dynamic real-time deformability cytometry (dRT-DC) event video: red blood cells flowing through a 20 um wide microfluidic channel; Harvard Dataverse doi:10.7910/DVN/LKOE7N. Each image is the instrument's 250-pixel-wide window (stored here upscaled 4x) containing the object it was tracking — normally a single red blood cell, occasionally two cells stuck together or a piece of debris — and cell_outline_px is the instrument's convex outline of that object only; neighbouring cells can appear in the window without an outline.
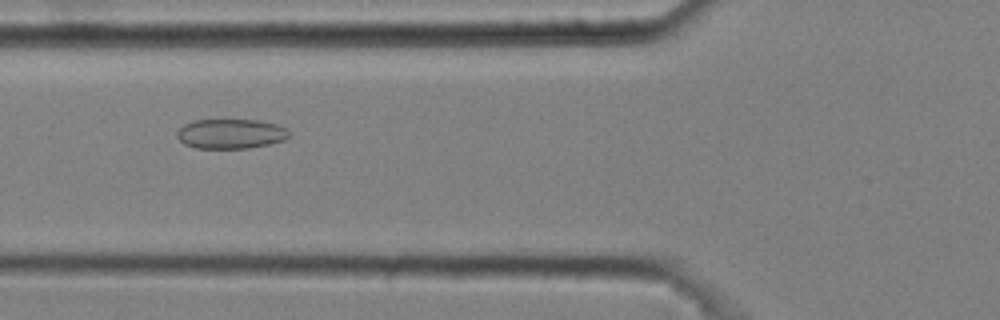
{"species": "common noctule bat (a hibernating species)", "species_latin": "Nyctalus noctula", "temperature_condition": "cold", "stored_images_in_passage": 49, "camera_frame_rate_fps": 3000, "um_per_image_px": 0.085, "animal": {"sex": "male", "body_mass_g": 20.4}, "frame": {"image": 1, "passage_image": 21, "time_ms": 6.667, "image_size_px": [1000, 320], "cell_outline_px": [[292, 136], [284, 140], [268, 144], [248, 148], [196, 148], [184, 144], [176, 136], [176, 132], [184, 124], [192, 120], [260, 120], [276, 124], [288, 128]], "centroid_in_image_um": [19.64, 11.36], "position_along_channel_um": 106.2, "area_um2": 19.59}}
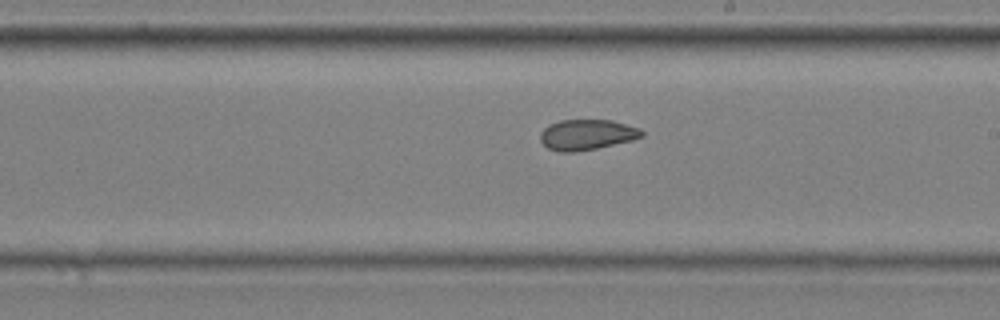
{"frame": {"image": 2, "passage_image": 32, "time_ms": 10.333, "image_size_px": [1000, 320], "cell_outline_px": [[644, 136], [632, 140], [596, 148], [572, 152], [560, 152], [548, 148], [540, 140], [540, 132], [548, 124], [560, 120], [612, 120], [640, 128], [644, 132]], "centroid_in_image_um": [49.88, 11.44], "position_along_channel_um": 239.1, "area_um2": 18.03}}
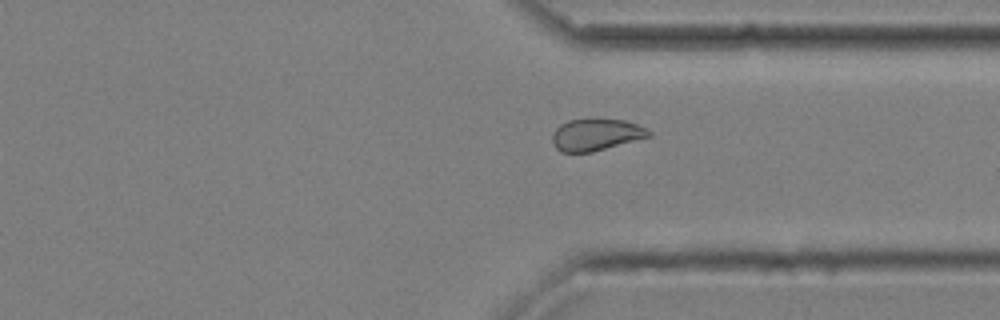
{"frame": {"image": 3, "passage_image": 42, "time_ms": 13.667, "image_size_px": [1000, 320], "cell_outline_px": [[652, 136], [592, 152], [560, 152], [556, 148], [552, 140], [552, 132], [560, 124], [568, 120], [624, 120], [648, 128], [652, 132]], "centroid_in_image_um": [50.67, 11.46], "position_along_channel_um": 360.7, "area_um2": 17.8}, "authors_computed_cell_mechanics": {"area_um2": 19.363, "velocity_mm_per_s": 3.626, "shape_relaxation_time_tau1_ms": null, "shape_relaxation_time_tau2_ms": 1.6381, "deformation_change_tau1": null, "deformation_change_tau2": 0.0637}}